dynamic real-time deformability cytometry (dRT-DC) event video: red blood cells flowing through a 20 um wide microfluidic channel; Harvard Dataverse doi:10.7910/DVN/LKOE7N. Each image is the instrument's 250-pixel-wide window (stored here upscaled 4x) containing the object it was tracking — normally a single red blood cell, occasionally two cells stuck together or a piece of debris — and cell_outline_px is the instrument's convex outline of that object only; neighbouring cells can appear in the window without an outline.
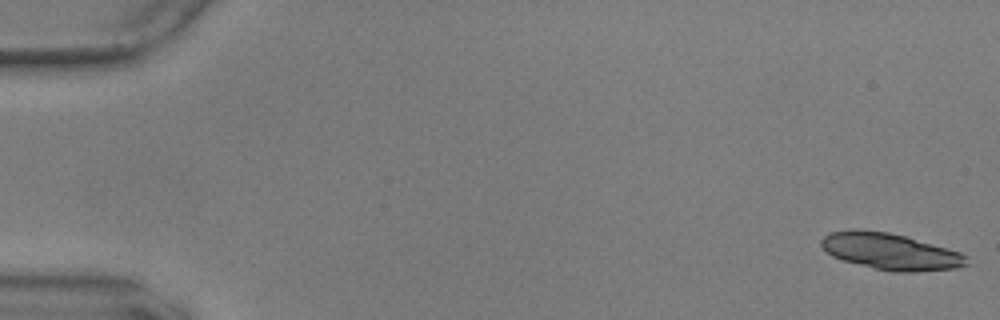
{"species": "common noctule bat (a hibernating species)", "species_latin": "Nyctalus noctula", "temperature_condition": "warm", "stored_images_in_passage": 57, "segment_of_instrument_passage": [1, 2], "camera_frame_rate_fps": 3000, "um_per_image_px": 0.085, "animal": {"sex": "male", "body_mass_g": 17.9, "forearm_length_mm": 54.2}, "frame": {"image": 1, "passage_image": 1, "time_ms": 0.0, "image_size_px": [1000, 320], "cell_outline_px": [[968, 264], [956, 268], [916, 272], [892, 272], [840, 260], [832, 256], [820, 244], [820, 240], [824, 236], [832, 232], [852, 228], [860, 228], [888, 232], [908, 236], [960, 252], [968, 256]], "centroid_in_image_um": [75.68, 21.36], "position_along_channel_um": 9.3, "area_um2": 31.27}}